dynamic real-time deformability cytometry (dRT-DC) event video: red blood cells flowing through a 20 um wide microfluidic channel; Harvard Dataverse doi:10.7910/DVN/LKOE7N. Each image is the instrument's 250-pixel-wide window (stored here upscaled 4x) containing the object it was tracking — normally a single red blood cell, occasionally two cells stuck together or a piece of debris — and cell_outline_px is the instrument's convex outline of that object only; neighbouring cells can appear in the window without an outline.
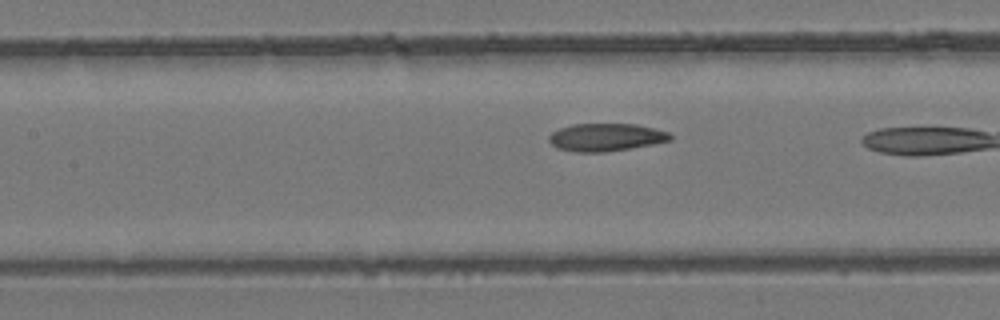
{"species": "common noctule bat (a hibernating species)", "species_latin": "Nyctalus noctula", "temperature_condition": "room temperature", "stored_images_in_passage": 26, "camera_frame_rate_fps": 3000, "um_per_image_px": 0.085, "animal": {"sex": "female", "body_mass_g": 24.6, "forearm_length_mm": 56.2}, "frame": {"image": 1, "passage_image": 9, "time_ms": 2.667, "image_size_px": [1000, 320], "cell_outline_px": [[672, 140], [652, 144], [604, 152], [576, 152], [556, 148], [548, 140], [548, 136], [552, 132], [560, 128], [572, 124], [636, 124], [668, 132], [672, 136]], "centroid_in_image_um": [51.46, 11.66], "position_along_channel_um": 155.9, "area_um2": 19.48}}
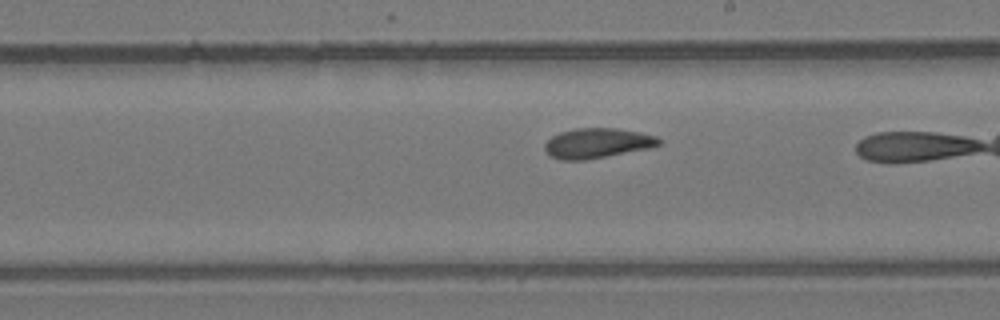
{"frame": {"image": 2, "passage_image": 15, "time_ms": 4.667, "image_size_px": [1000, 320], "cell_outline_px": [[664, 140], [660, 144], [648, 148], [584, 160], [560, 160], [552, 156], [544, 148], [544, 144], [552, 136], [560, 132], [576, 128], [616, 128], [640, 132], [656, 136]], "centroid_in_image_um": [50.78, 12.15], "position_along_channel_um": 238.2, "area_um2": 19.77}}
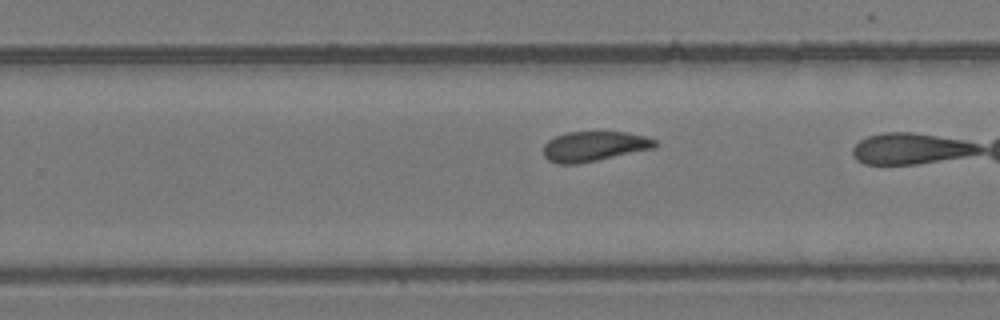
{"frame": {"image": 3, "passage_image": 18, "time_ms": 5.667, "image_size_px": [1000, 320], "cell_outline_px": [[656, 148], [576, 164], [560, 164], [548, 160], [544, 156], [544, 144], [548, 140], [564, 132], [628, 132], [648, 136], [656, 140]], "centroid_in_image_um": [50.52, 12.42], "position_along_channel_um": 279.3, "area_um2": 19.54}}